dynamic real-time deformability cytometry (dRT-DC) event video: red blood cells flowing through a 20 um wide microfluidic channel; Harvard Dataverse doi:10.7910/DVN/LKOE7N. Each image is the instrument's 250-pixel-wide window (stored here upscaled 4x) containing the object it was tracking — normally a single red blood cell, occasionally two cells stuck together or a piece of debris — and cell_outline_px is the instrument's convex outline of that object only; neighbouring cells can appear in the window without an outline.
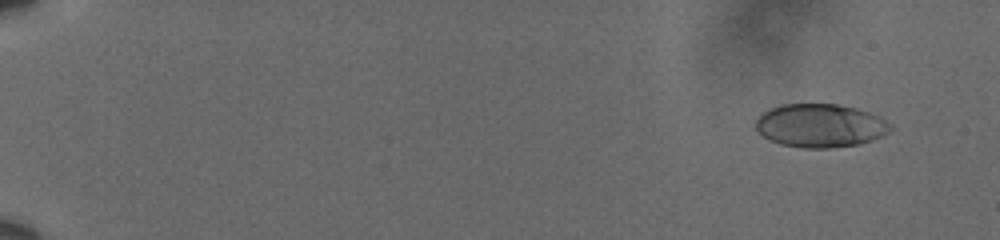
{"species": "human", "species_latin": "Homo sapiens", "temperature_condition": "cold", "stored_images_in_passage": 13, "camera_frame_rate_fps": 3000, "um_per_image_px": 0.085, "donor": {"sex": "male"}, "frame": {"image": 1, "passage_image": 3, "time_ms": 0.667, "image_size_px": [1000, 240], "cell_outline_px": [[892, 128], [888, 132], [872, 140], [860, 144], [828, 148], [804, 148], [780, 144], [768, 140], [756, 128], [756, 120], [764, 112], [780, 104], [836, 104], [856, 108], [868, 112], [892, 124]], "centroid_in_image_um": [69.71, 10.68], "position_along_channel_um": 15.3, "area_um2": 33.87}}
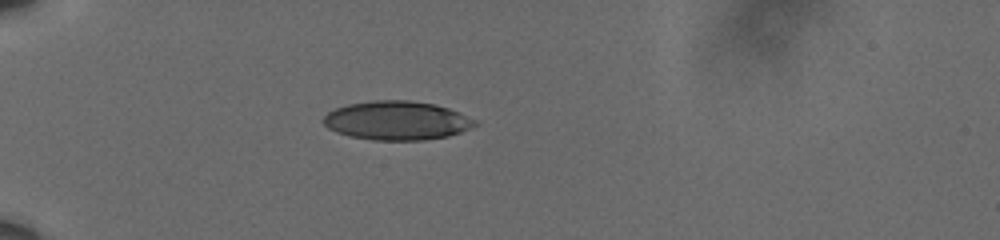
{"frame": {"image": 2, "passage_image": 9, "time_ms": 2.667, "image_size_px": [1000, 240], "cell_outline_px": [[480, 124], [460, 132], [448, 136], [424, 140], [372, 140], [348, 136], [336, 132], [328, 128], [320, 120], [328, 112], [336, 108], [348, 104], [372, 100], [408, 100], [436, 104], [448, 108], [476, 120]], "centroid_in_image_um": [33.71, 10.25], "position_along_channel_um": 51.3, "area_um2": 34.51}}
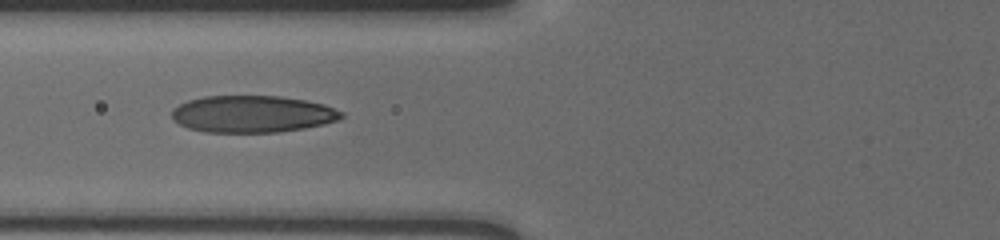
{"frame": {"image": 3, "passage_image": 12, "time_ms": 3.667, "image_size_px": [1000, 240], "cell_outline_px": [[344, 116], [336, 120], [324, 124], [304, 128], [276, 132], [204, 132], [188, 128], [172, 120], [172, 112], [180, 104], [188, 100], [204, 96], [280, 96], [304, 100], [324, 104], [344, 112]], "centroid_in_image_um": [21.45, 9.69], "position_along_channel_um": 104.3, "area_um2": 36.41}}